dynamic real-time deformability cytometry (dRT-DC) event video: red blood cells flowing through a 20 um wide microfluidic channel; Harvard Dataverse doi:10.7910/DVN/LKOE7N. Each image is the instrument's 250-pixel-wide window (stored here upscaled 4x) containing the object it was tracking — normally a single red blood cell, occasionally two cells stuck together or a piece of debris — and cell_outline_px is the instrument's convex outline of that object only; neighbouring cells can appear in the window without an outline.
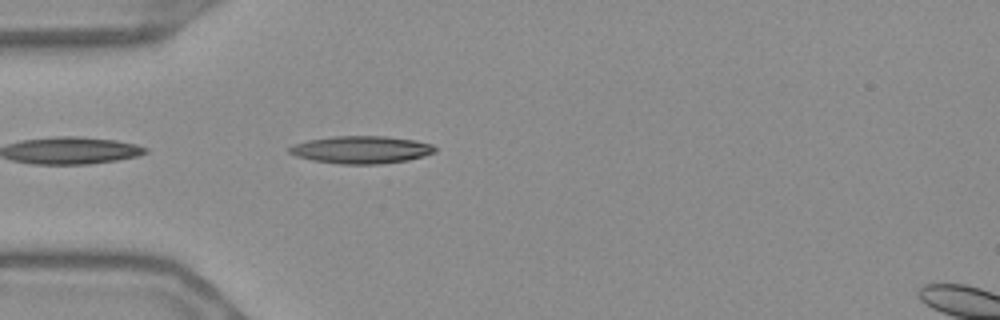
{"species": "Egyptian fruit bat (a non-hibernating species)", "species_latin": "Rousettus aegyptiacus", "temperature_condition": "warm", "stored_images_in_passage": 42, "camera_frame_rate_fps": 3000, "um_per_image_px": 0.085, "frame": {"image": 1, "passage_image": 3, "time_ms": 0.667, "image_size_px": [1000, 320], "cell_outline_px": [[436, 152], [424, 156], [408, 160], [380, 164], [340, 164], [312, 160], [296, 156], [288, 152], [288, 148], [292, 144], [308, 140], [332, 136], [384, 136], [416, 140], [432, 144], [436, 148]], "centroid_in_image_um": [30.7, 12.72], "position_along_channel_um": 54.3, "area_um2": 23.52}}
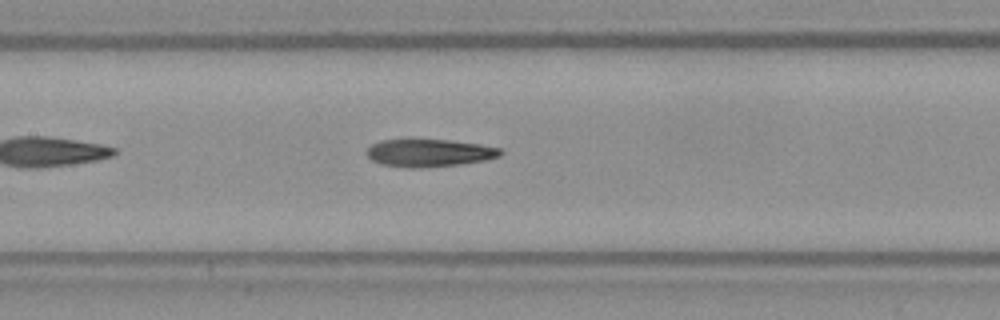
{"frame": {"image": 2, "passage_image": 13, "time_ms": 4.0, "image_size_px": [1000, 320], "cell_outline_px": [[504, 152], [500, 156], [484, 160], [460, 164], [420, 168], [408, 168], [380, 164], [372, 160], [364, 152], [372, 144], [380, 140], [448, 140], [480, 144], [500, 148]], "centroid_in_image_um": [36.47, 13.0], "position_along_channel_um": 170.9, "area_um2": 21.5}}
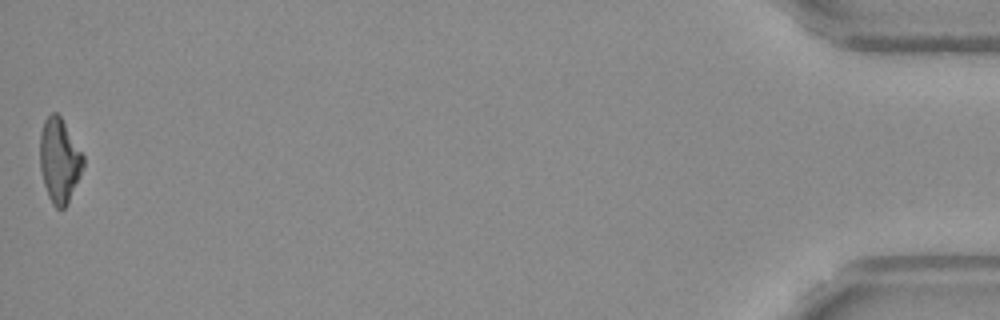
{"frame": {"image": 3, "passage_image": 42, "time_ms": 13.667, "image_size_px": [1000, 320], "cell_outline_px": [[84, 164], [80, 176], [68, 204], [64, 208], [56, 208], [52, 204], [48, 196], [44, 184], [40, 168], [40, 132], [44, 120], [52, 112], [56, 112], [60, 116], [84, 156]], "centroid_in_image_um": [5.04, 13.65], "position_along_channel_um": 430.2, "area_um2": 21.21}, "authors_computed_cell_mechanics": {"area_um2": 21.8195, "velocity_mm_per_s": 3.6903, "shape_relaxation_time_tau1_ms": 10.8327, "shape_relaxation_time_tau2_ms": 3.727, "deformation_change_tau1": 0.3089, "deformation_change_tau2": 0.1559}}